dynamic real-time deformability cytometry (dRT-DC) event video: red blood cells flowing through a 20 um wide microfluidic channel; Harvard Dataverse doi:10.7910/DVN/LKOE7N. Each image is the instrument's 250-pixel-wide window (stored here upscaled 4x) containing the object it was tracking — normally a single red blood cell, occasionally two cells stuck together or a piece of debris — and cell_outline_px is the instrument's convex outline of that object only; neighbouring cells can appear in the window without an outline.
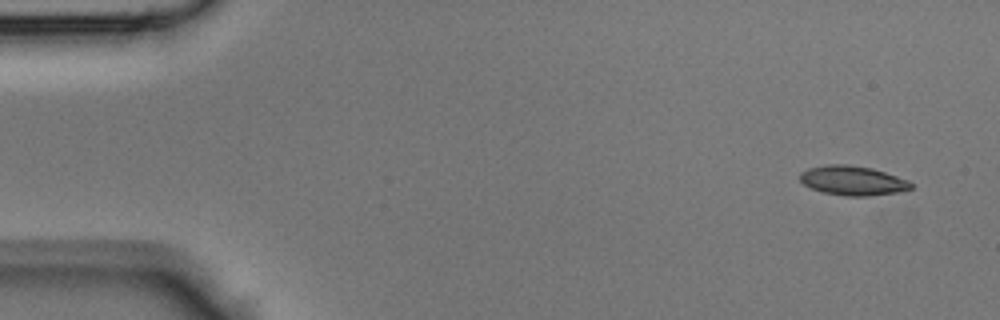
{"species": "Egyptian fruit bat (a non-hibernating species)", "species_latin": "Rousettus aegyptiacus", "temperature_condition": "room temperature", "stored_images_in_passage": 12, "camera_frame_rate_fps": 3000, "um_per_image_px": 0.085, "animal": {"sex": "male"}, "frame": {"image": 1, "passage_image": 1, "time_ms": 0.0, "image_size_px": [1000, 320], "cell_outline_px": [[912, 188], [896, 192], [868, 196], [844, 196], [824, 192], [812, 188], [804, 184], [800, 180], [800, 172], [808, 168], [824, 164], [848, 164], [872, 168], [908, 180], [912, 184]], "centroid_in_image_um": [72.45, 15.34], "position_along_channel_um": 12.6, "area_um2": 18.96}}